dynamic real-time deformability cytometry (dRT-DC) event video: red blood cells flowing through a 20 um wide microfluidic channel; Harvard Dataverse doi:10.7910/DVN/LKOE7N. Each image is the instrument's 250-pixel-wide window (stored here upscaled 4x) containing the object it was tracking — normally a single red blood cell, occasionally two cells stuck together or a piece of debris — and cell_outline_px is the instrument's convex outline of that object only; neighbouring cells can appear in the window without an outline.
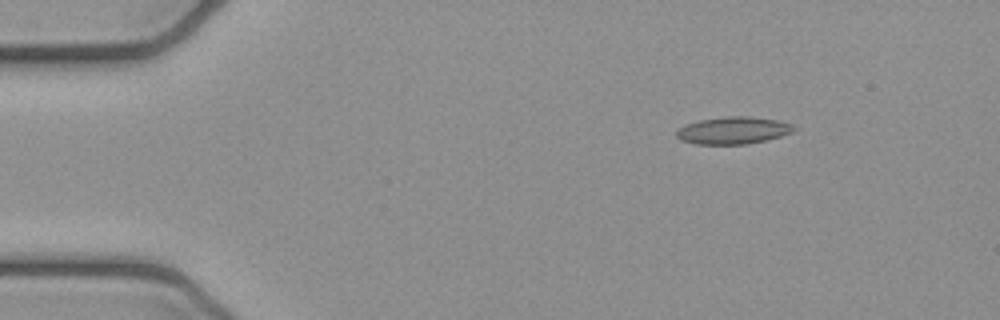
{"species": "common noctule bat (a hibernating species)", "species_latin": "Nyctalus noctula", "temperature_condition": "cold", "stored_images_in_passage": 45, "camera_frame_rate_fps": 3000, "um_per_image_px": 0.085, "animal": {"sex": "female", "body_mass_g": 21.9}, "frame": {"image": 1, "passage_image": 1, "time_ms": 0.0, "image_size_px": [1000, 320], "cell_outline_px": [[800, 128], [792, 132], [768, 140], [744, 144], [696, 144], [680, 140], [676, 136], [676, 132], [680, 128], [688, 124], [700, 120], [728, 116], [748, 116], [780, 120], [792, 124]], "centroid_in_image_um": [62.38, 11.08], "position_along_channel_um": 22.6, "area_um2": 18.67}}
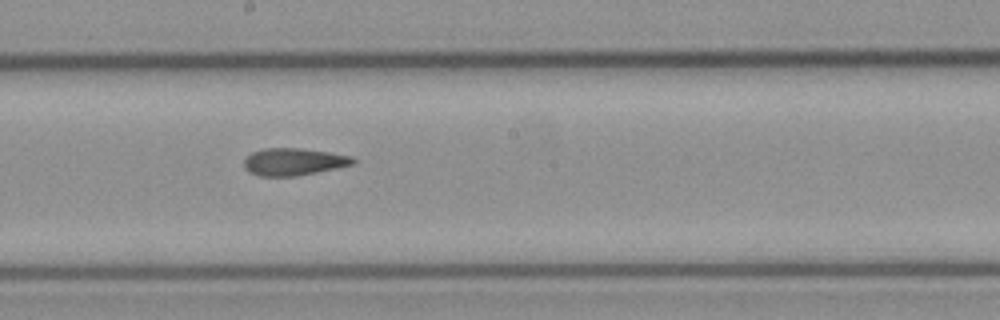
{"frame": {"image": 2, "passage_image": 22, "time_ms": 7.0, "image_size_px": [1000, 320], "cell_outline_px": [[356, 160], [352, 164], [336, 168], [296, 176], [260, 176], [248, 172], [244, 168], [244, 160], [252, 152], [264, 148], [300, 148], [328, 152], [352, 156]], "centroid_in_image_um": [24.93, 13.75], "position_along_channel_um": 223.3, "area_um2": 17.22}}
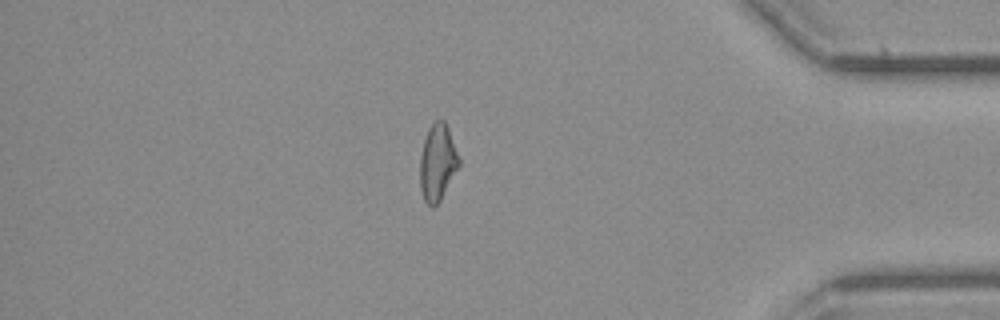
{"frame": {"image": 3, "passage_image": 38, "time_ms": 12.333, "image_size_px": [1000, 320], "cell_outline_px": [[460, 164], [440, 200], [432, 208], [424, 200], [420, 188], [420, 156], [424, 140], [428, 128], [436, 120], [444, 120], [448, 128], [460, 160]], "centroid_in_image_um": [37.18, 13.81], "position_along_channel_um": 398.0, "area_um2": 17.17}, "authors_computed_cell_mechanics": {"area_um2": 17.8602, "velocity_mm_per_s": 3.9432, "shape_relaxation_time_tau1_ms": null, "shape_relaxation_time_tau2_ms": 4.0603, "deformation_change_tau1": null, "deformation_change_tau2": 0.13}}